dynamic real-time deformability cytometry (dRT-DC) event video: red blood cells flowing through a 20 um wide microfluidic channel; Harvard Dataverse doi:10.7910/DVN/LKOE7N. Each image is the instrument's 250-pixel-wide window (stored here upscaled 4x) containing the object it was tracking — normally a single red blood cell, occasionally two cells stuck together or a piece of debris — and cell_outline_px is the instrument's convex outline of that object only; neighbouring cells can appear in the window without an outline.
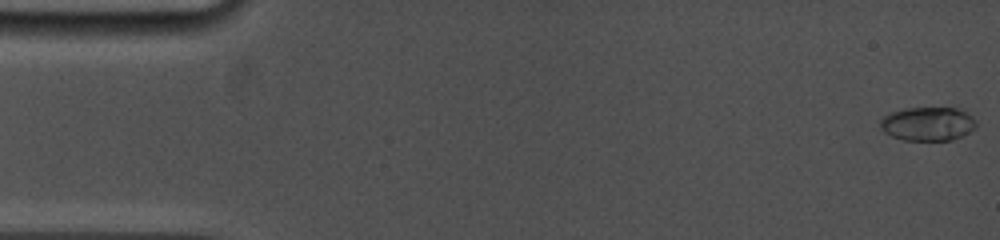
{"species": "common noctule bat (a hibernating species)", "species_latin": "Nyctalus noctula", "temperature_condition": "cold", "stored_images_in_passage": 47, "camera_frame_rate_fps": 5000, "um_per_image_px": 0.085, "animal": {"sex": "female", "body_mass_g": 19.0, "forearm_length_mm": 53.3}, "frame": {"image": 1, "passage_image": 1, "time_ms": 0.0, "image_size_px": [1000, 240], "cell_outline_px": [[976, 128], [952, 140], [904, 140], [892, 136], [884, 132], [880, 128], [880, 120], [884, 116], [892, 112], [908, 108], [956, 108], [972, 116], [976, 120]], "centroid_in_image_um": [78.86, 10.53], "position_along_channel_um": 6.1, "area_um2": 18.73}}
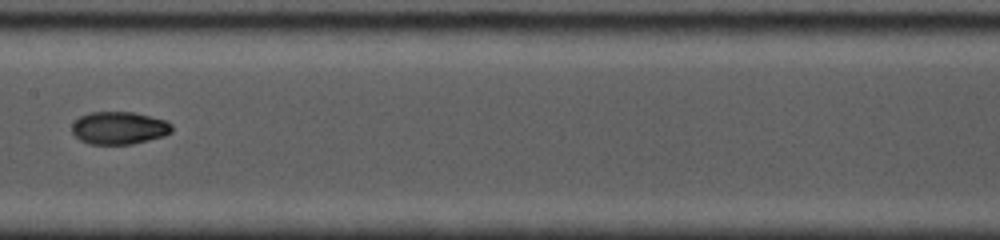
{"frame": {"image": 2, "passage_image": 25, "time_ms": 8.4, "image_size_px": [1000, 240], "cell_outline_px": [[172, 132], [164, 136], [132, 144], [88, 144], [80, 140], [72, 132], [72, 124], [80, 116], [88, 112], [132, 112], [164, 120], [172, 124]], "centroid_in_image_um": [10.1, 10.88], "position_along_channel_um": 197.3, "area_um2": 18.96}}
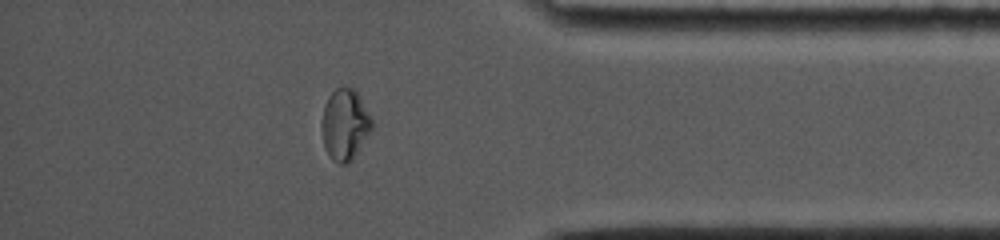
{"frame": {"image": 3, "passage_image": 41, "time_ms": 14.0, "image_size_px": [1000, 240], "cell_outline_px": [[372, 132], [352, 160], [348, 164], [340, 164], [332, 160], [324, 148], [320, 128], [324, 104], [328, 96], [336, 88], [352, 88], [356, 92], [372, 116]], "centroid_in_image_um": [29.31, 10.62], "position_along_channel_um": 405.9, "area_um2": 21.15}, "authors_computed_cell_mechanics": {"area_um2": 18.9006, "velocity_mm_per_s": 3.8991, "shape_relaxation_time_tau1_ms": 11.2872, "shape_relaxation_time_tau2_ms": 1.8028, "deformation_change_tau1": 0.2883, "deformation_change_tau2": 0.0326}}